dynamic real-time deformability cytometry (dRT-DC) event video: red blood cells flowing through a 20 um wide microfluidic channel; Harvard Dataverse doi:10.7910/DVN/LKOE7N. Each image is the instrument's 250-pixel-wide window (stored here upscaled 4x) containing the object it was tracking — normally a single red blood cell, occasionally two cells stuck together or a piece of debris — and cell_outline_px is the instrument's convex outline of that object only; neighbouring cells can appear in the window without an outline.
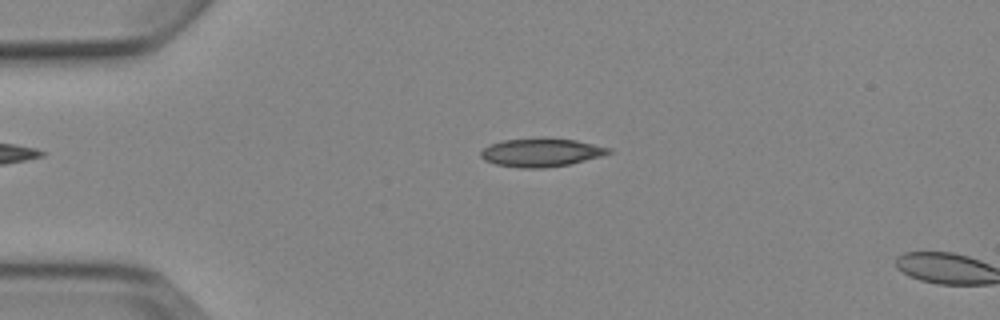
{"species": "Egyptian fruit bat (a non-hibernating species)", "species_latin": "Rousettus aegyptiacus", "temperature_condition": "cold", "stored_images_in_passage": 4, "camera_frame_rate_fps": 3000, "um_per_image_px": 0.085, "animal": {"sex": "female"}, "frame": {"image": 1, "passage_image": 3, "time_ms": 2.333, "image_size_px": [1000, 320], "cell_outline_px": [[612, 152], [600, 156], [568, 164], [544, 168], [520, 168], [496, 164], [484, 160], [480, 156], [480, 152], [484, 148], [492, 144], [504, 140], [544, 136], [576, 140], [612, 148]], "centroid_in_image_um": [45.99, 12.93], "position_along_channel_um": 39.0, "area_um2": 21.33}}